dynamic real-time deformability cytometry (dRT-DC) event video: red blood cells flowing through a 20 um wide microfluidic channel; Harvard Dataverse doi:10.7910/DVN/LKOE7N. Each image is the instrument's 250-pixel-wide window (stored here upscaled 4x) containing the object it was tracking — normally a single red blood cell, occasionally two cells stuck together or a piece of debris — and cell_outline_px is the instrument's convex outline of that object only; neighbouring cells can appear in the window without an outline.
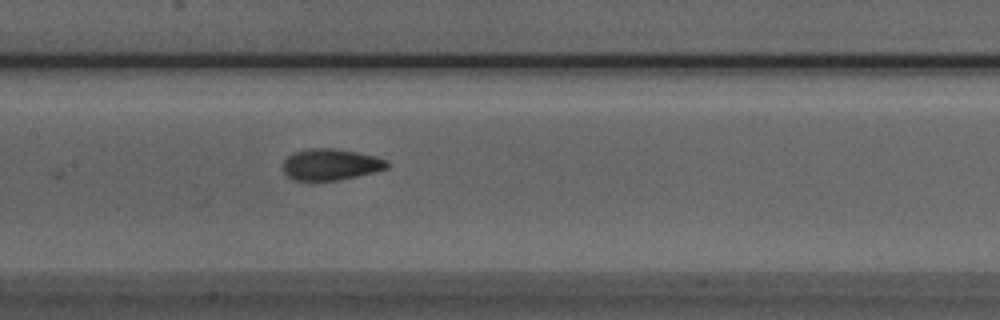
{"species": "Egyptian fruit bat (a non-hibernating species)", "species_latin": "Rousettus aegyptiacus", "temperature_condition": "room temperature", "stored_images_in_passage": 4, "camera_frame_rate_fps": 3000, "um_per_image_px": 0.085, "animal": {"sex": "male"}, "frame": {"image": 1, "passage_image": 4, "time_ms": 1.0, "image_size_px": [1000, 320], "cell_outline_px": [[388, 168], [356, 176], [336, 180], [292, 180], [284, 172], [284, 160], [288, 156], [296, 152], [308, 148], [332, 148], [356, 152], [376, 156], [388, 160]], "centroid_in_image_um": [28.11, 13.97], "position_along_channel_um": 179.3, "area_um2": 18.79}}